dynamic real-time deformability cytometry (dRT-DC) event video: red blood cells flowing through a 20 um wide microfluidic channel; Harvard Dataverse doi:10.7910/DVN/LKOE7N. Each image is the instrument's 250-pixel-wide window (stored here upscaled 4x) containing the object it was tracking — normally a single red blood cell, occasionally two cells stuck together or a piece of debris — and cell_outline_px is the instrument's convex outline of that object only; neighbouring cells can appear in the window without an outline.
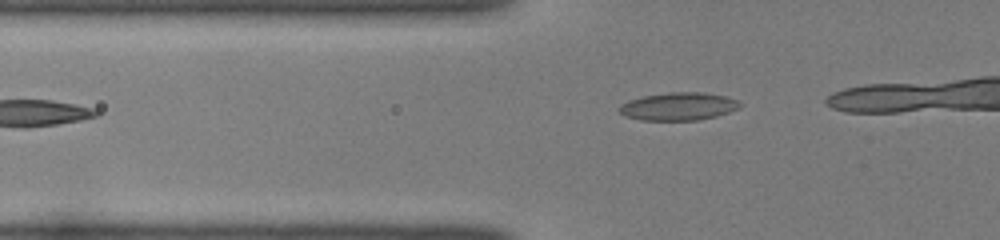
{"species": "common noctule bat (a hibernating species)", "species_latin": "Nyctalus noctula", "temperature_condition": "room temperature", "stored_images_in_passage": 9, "camera_frame_rate_fps": 3000, "um_per_image_px": 0.085, "animal": {"sex": "female", "body_mass_g": 22.0, "forearm_length_mm": 56.7}, "frame": {"image": 1, "passage_image": 3, "time_ms": 0.667, "image_size_px": [1000, 240], "cell_outline_px": [[740, 108], [716, 116], [700, 120], [640, 120], [624, 116], [620, 112], [620, 104], [628, 100], [644, 96], [668, 92], [704, 92], [724, 96], [736, 100], [740, 104]], "centroid_in_image_um": [57.65, 9.04], "position_along_channel_um": 68.2, "area_um2": 19.54}}
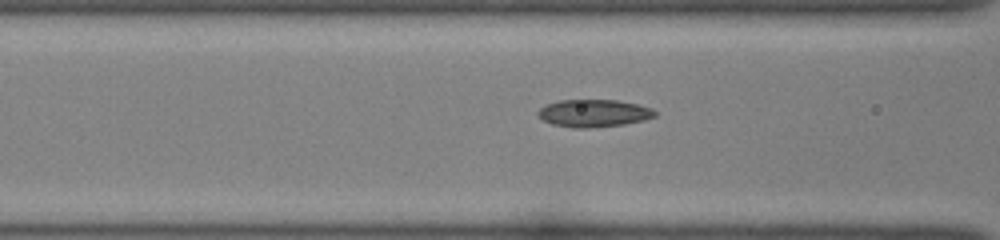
{"frame": {"image": 2, "passage_image": 7, "time_ms": 2.0, "image_size_px": [1000, 240], "cell_outline_px": [[656, 116], [644, 120], [624, 124], [588, 128], [572, 128], [552, 124], [544, 120], [536, 112], [540, 108], [548, 104], [560, 100], [616, 100], [636, 104], [652, 108], [656, 112]], "centroid_in_image_um": [50.48, 9.62], "position_along_channel_um": 116.1, "area_um2": 18.61}}